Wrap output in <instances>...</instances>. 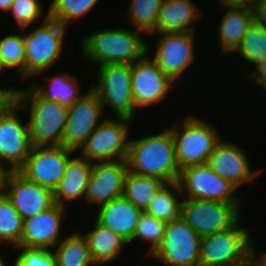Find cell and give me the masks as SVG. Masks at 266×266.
Instances as JSON below:
<instances>
[{
	"label": "cell",
	"instance_id": "obj_1",
	"mask_svg": "<svg viewBox=\"0 0 266 266\" xmlns=\"http://www.w3.org/2000/svg\"><path fill=\"white\" fill-rule=\"evenodd\" d=\"M139 31L112 27L83 35L80 54L90 65L133 64L148 53V44Z\"/></svg>",
	"mask_w": 266,
	"mask_h": 266
},
{
	"label": "cell",
	"instance_id": "obj_2",
	"mask_svg": "<svg viewBox=\"0 0 266 266\" xmlns=\"http://www.w3.org/2000/svg\"><path fill=\"white\" fill-rule=\"evenodd\" d=\"M127 164L134 174L158 178L165 183L177 182L180 168L171 130L166 127L153 135L130 138Z\"/></svg>",
	"mask_w": 266,
	"mask_h": 266
},
{
	"label": "cell",
	"instance_id": "obj_3",
	"mask_svg": "<svg viewBox=\"0 0 266 266\" xmlns=\"http://www.w3.org/2000/svg\"><path fill=\"white\" fill-rule=\"evenodd\" d=\"M12 99L27 113L33 146H62L68 107L41 97L31 86L17 88Z\"/></svg>",
	"mask_w": 266,
	"mask_h": 266
},
{
	"label": "cell",
	"instance_id": "obj_4",
	"mask_svg": "<svg viewBox=\"0 0 266 266\" xmlns=\"http://www.w3.org/2000/svg\"><path fill=\"white\" fill-rule=\"evenodd\" d=\"M173 124L167 127L172 133L180 170L190 165L207 164L215 146L222 140L217 128L193 113Z\"/></svg>",
	"mask_w": 266,
	"mask_h": 266
},
{
	"label": "cell",
	"instance_id": "obj_5",
	"mask_svg": "<svg viewBox=\"0 0 266 266\" xmlns=\"http://www.w3.org/2000/svg\"><path fill=\"white\" fill-rule=\"evenodd\" d=\"M42 19L40 25L33 26L29 32L21 29L25 45L26 80L46 73L64 54L67 28L49 16Z\"/></svg>",
	"mask_w": 266,
	"mask_h": 266
},
{
	"label": "cell",
	"instance_id": "obj_6",
	"mask_svg": "<svg viewBox=\"0 0 266 266\" xmlns=\"http://www.w3.org/2000/svg\"><path fill=\"white\" fill-rule=\"evenodd\" d=\"M239 220L233 227L201 237L200 266H248L254 236Z\"/></svg>",
	"mask_w": 266,
	"mask_h": 266
},
{
	"label": "cell",
	"instance_id": "obj_7",
	"mask_svg": "<svg viewBox=\"0 0 266 266\" xmlns=\"http://www.w3.org/2000/svg\"><path fill=\"white\" fill-rule=\"evenodd\" d=\"M96 84L92 89L98 94L103 109L108 110L114 117L135 118L136 105L133 99L131 64H105L98 66Z\"/></svg>",
	"mask_w": 266,
	"mask_h": 266
},
{
	"label": "cell",
	"instance_id": "obj_8",
	"mask_svg": "<svg viewBox=\"0 0 266 266\" xmlns=\"http://www.w3.org/2000/svg\"><path fill=\"white\" fill-rule=\"evenodd\" d=\"M133 120L110 117L101 122L80 148V155L95 162L127 160L130 125Z\"/></svg>",
	"mask_w": 266,
	"mask_h": 266
},
{
	"label": "cell",
	"instance_id": "obj_9",
	"mask_svg": "<svg viewBox=\"0 0 266 266\" xmlns=\"http://www.w3.org/2000/svg\"><path fill=\"white\" fill-rule=\"evenodd\" d=\"M23 110L10 98L0 109V161L9 171H17L33 147Z\"/></svg>",
	"mask_w": 266,
	"mask_h": 266
},
{
	"label": "cell",
	"instance_id": "obj_10",
	"mask_svg": "<svg viewBox=\"0 0 266 266\" xmlns=\"http://www.w3.org/2000/svg\"><path fill=\"white\" fill-rule=\"evenodd\" d=\"M178 185L184 198L242 204L237 187L214 172L207 164L180 170Z\"/></svg>",
	"mask_w": 266,
	"mask_h": 266
},
{
	"label": "cell",
	"instance_id": "obj_11",
	"mask_svg": "<svg viewBox=\"0 0 266 266\" xmlns=\"http://www.w3.org/2000/svg\"><path fill=\"white\" fill-rule=\"evenodd\" d=\"M201 237L182 218L166 223L163 240L149 256L167 266H200Z\"/></svg>",
	"mask_w": 266,
	"mask_h": 266
},
{
	"label": "cell",
	"instance_id": "obj_12",
	"mask_svg": "<svg viewBox=\"0 0 266 266\" xmlns=\"http://www.w3.org/2000/svg\"><path fill=\"white\" fill-rule=\"evenodd\" d=\"M242 205L183 198L181 217L202 237L233 227Z\"/></svg>",
	"mask_w": 266,
	"mask_h": 266
},
{
	"label": "cell",
	"instance_id": "obj_13",
	"mask_svg": "<svg viewBox=\"0 0 266 266\" xmlns=\"http://www.w3.org/2000/svg\"><path fill=\"white\" fill-rule=\"evenodd\" d=\"M75 153L64 146H33L17 171L27 180L54 191L63 179L68 160Z\"/></svg>",
	"mask_w": 266,
	"mask_h": 266
},
{
	"label": "cell",
	"instance_id": "obj_14",
	"mask_svg": "<svg viewBox=\"0 0 266 266\" xmlns=\"http://www.w3.org/2000/svg\"><path fill=\"white\" fill-rule=\"evenodd\" d=\"M196 33H154L157 37L153 60L158 68L174 82L180 80L190 66L196 62L194 41ZM161 36V37H160Z\"/></svg>",
	"mask_w": 266,
	"mask_h": 266
},
{
	"label": "cell",
	"instance_id": "obj_15",
	"mask_svg": "<svg viewBox=\"0 0 266 266\" xmlns=\"http://www.w3.org/2000/svg\"><path fill=\"white\" fill-rule=\"evenodd\" d=\"M104 112L98 94L91 88L68 107L62 146L78 152L97 126L107 118Z\"/></svg>",
	"mask_w": 266,
	"mask_h": 266
},
{
	"label": "cell",
	"instance_id": "obj_16",
	"mask_svg": "<svg viewBox=\"0 0 266 266\" xmlns=\"http://www.w3.org/2000/svg\"><path fill=\"white\" fill-rule=\"evenodd\" d=\"M147 54H150L149 46L148 53L131 64V85L136 110L163 102L174 87V81L166 76Z\"/></svg>",
	"mask_w": 266,
	"mask_h": 266
},
{
	"label": "cell",
	"instance_id": "obj_17",
	"mask_svg": "<svg viewBox=\"0 0 266 266\" xmlns=\"http://www.w3.org/2000/svg\"><path fill=\"white\" fill-rule=\"evenodd\" d=\"M1 192L23 220L46 211L55 204L53 191L27 180L18 171H9Z\"/></svg>",
	"mask_w": 266,
	"mask_h": 266
},
{
	"label": "cell",
	"instance_id": "obj_18",
	"mask_svg": "<svg viewBox=\"0 0 266 266\" xmlns=\"http://www.w3.org/2000/svg\"><path fill=\"white\" fill-rule=\"evenodd\" d=\"M127 171V160L93 163L89 183L83 192V201L87 205L99 207L123 196Z\"/></svg>",
	"mask_w": 266,
	"mask_h": 266
},
{
	"label": "cell",
	"instance_id": "obj_19",
	"mask_svg": "<svg viewBox=\"0 0 266 266\" xmlns=\"http://www.w3.org/2000/svg\"><path fill=\"white\" fill-rule=\"evenodd\" d=\"M247 157L241 146L222 139L209 156L207 165L239 189L243 184L253 183L262 171V169L252 171Z\"/></svg>",
	"mask_w": 266,
	"mask_h": 266
},
{
	"label": "cell",
	"instance_id": "obj_20",
	"mask_svg": "<svg viewBox=\"0 0 266 266\" xmlns=\"http://www.w3.org/2000/svg\"><path fill=\"white\" fill-rule=\"evenodd\" d=\"M67 209L54 204L46 211L24 220L21 241L18 245L54 249L63 239L62 221L66 218Z\"/></svg>",
	"mask_w": 266,
	"mask_h": 266
},
{
	"label": "cell",
	"instance_id": "obj_21",
	"mask_svg": "<svg viewBox=\"0 0 266 266\" xmlns=\"http://www.w3.org/2000/svg\"><path fill=\"white\" fill-rule=\"evenodd\" d=\"M95 220L131 243L142 213L127 198L120 196L98 207Z\"/></svg>",
	"mask_w": 266,
	"mask_h": 266
},
{
	"label": "cell",
	"instance_id": "obj_22",
	"mask_svg": "<svg viewBox=\"0 0 266 266\" xmlns=\"http://www.w3.org/2000/svg\"><path fill=\"white\" fill-rule=\"evenodd\" d=\"M201 10L192 0H163L154 33H195Z\"/></svg>",
	"mask_w": 266,
	"mask_h": 266
},
{
	"label": "cell",
	"instance_id": "obj_23",
	"mask_svg": "<svg viewBox=\"0 0 266 266\" xmlns=\"http://www.w3.org/2000/svg\"><path fill=\"white\" fill-rule=\"evenodd\" d=\"M93 163L80 154L68 160L63 179L53 191L55 204L68 208L67 203L82 200L83 192L89 183ZM82 198V199H81Z\"/></svg>",
	"mask_w": 266,
	"mask_h": 266
},
{
	"label": "cell",
	"instance_id": "obj_24",
	"mask_svg": "<svg viewBox=\"0 0 266 266\" xmlns=\"http://www.w3.org/2000/svg\"><path fill=\"white\" fill-rule=\"evenodd\" d=\"M225 14L221 18L217 31L221 52L234 54L239 48L246 31L251 25L252 14L249 6L224 7Z\"/></svg>",
	"mask_w": 266,
	"mask_h": 266
},
{
	"label": "cell",
	"instance_id": "obj_25",
	"mask_svg": "<svg viewBox=\"0 0 266 266\" xmlns=\"http://www.w3.org/2000/svg\"><path fill=\"white\" fill-rule=\"evenodd\" d=\"M93 228L87 233H82L86 238L90 255L97 266H103L117 260L129 243L119 234L102 226L94 219Z\"/></svg>",
	"mask_w": 266,
	"mask_h": 266
},
{
	"label": "cell",
	"instance_id": "obj_26",
	"mask_svg": "<svg viewBox=\"0 0 266 266\" xmlns=\"http://www.w3.org/2000/svg\"><path fill=\"white\" fill-rule=\"evenodd\" d=\"M44 83L33 82L30 86L43 98L53 102H58L66 107L72 106L78 99L82 98L91 88L83 93L81 91V82L76 76L68 72L56 74L55 76L44 77Z\"/></svg>",
	"mask_w": 266,
	"mask_h": 266
},
{
	"label": "cell",
	"instance_id": "obj_27",
	"mask_svg": "<svg viewBox=\"0 0 266 266\" xmlns=\"http://www.w3.org/2000/svg\"><path fill=\"white\" fill-rule=\"evenodd\" d=\"M67 236L53 249L57 266H97L91 258L87 240L81 231L77 229Z\"/></svg>",
	"mask_w": 266,
	"mask_h": 266
},
{
	"label": "cell",
	"instance_id": "obj_28",
	"mask_svg": "<svg viewBox=\"0 0 266 266\" xmlns=\"http://www.w3.org/2000/svg\"><path fill=\"white\" fill-rule=\"evenodd\" d=\"M183 196L178 182L165 183L150 201L146 213L166 223L181 217Z\"/></svg>",
	"mask_w": 266,
	"mask_h": 266
},
{
	"label": "cell",
	"instance_id": "obj_29",
	"mask_svg": "<svg viewBox=\"0 0 266 266\" xmlns=\"http://www.w3.org/2000/svg\"><path fill=\"white\" fill-rule=\"evenodd\" d=\"M164 184L165 182L158 178L137 175L128 170L124 181L123 196L135 207L145 212L150 201Z\"/></svg>",
	"mask_w": 266,
	"mask_h": 266
},
{
	"label": "cell",
	"instance_id": "obj_30",
	"mask_svg": "<svg viewBox=\"0 0 266 266\" xmlns=\"http://www.w3.org/2000/svg\"><path fill=\"white\" fill-rule=\"evenodd\" d=\"M163 0H131L127 9V17L131 28L143 36L154 34L156 22Z\"/></svg>",
	"mask_w": 266,
	"mask_h": 266
},
{
	"label": "cell",
	"instance_id": "obj_31",
	"mask_svg": "<svg viewBox=\"0 0 266 266\" xmlns=\"http://www.w3.org/2000/svg\"><path fill=\"white\" fill-rule=\"evenodd\" d=\"M0 64L5 71L15 68L20 79H26L25 45L21 29L19 34L9 33L0 37Z\"/></svg>",
	"mask_w": 266,
	"mask_h": 266
},
{
	"label": "cell",
	"instance_id": "obj_32",
	"mask_svg": "<svg viewBox=\"0 0 266 266\" xmlns=\"http://www.w3.org/2000/svg\"><path fill=\"white\" fill-rule=\"evenodd\" d=\"M24 220L8 198L0 192V243L16 246L21 241Z\"/></svg>",
	"mask_w": 266,
	"mask_h": 266
},
{
	"label": "cell",
	"instance_id": "obj_33",
	"mask_svg": "<svg viewBox=\"0 0 266 266\" xmlns=\"http://www.w3.org/2000/svg\"><path fill=\"white\" fill-rule=\"evenodd\" d=\"M236 54L250 65L266 60V29L252 22Z\"/></svg>",
	"mask_w": 266,
	"mask_h": 266
},
{
	"label": "cell",
	"instance_id": "obj_34",
	"mask_svg": "<svg viewBox=\"0 0 266 266\" xmlns=\"http://www.w3.org/2000/svg\"><path fill=\"white\" fill-rule=\"evenodd\" d=\"M99 0H52L48 7L49 18L62 23L66 28L71 21H76L89 13Z\"/></svg>",
	"mask_w": 266,
	"mask_h": 266
},
{
	"label": "cell",
	"instance_id": "obj_35",
	"mask_svg": "<svg viewBox=\"0 0 266 266\" xmlns=\"http://www.w3.org/2000/svg\"><path fill=\"white\" fill-rule=\"evenodd\" d=\"M166 222L158 220L153 215H150L146 212H142L137 227L133 236L132 242H136V240H141L143 243H147L146 245H150L147 254L145 255L151 256L156 249L160 246L164 232H165Z\"/></svg>",
	"mask_w": 266,
	"mask_h": 266
},
{
	"label": "cell",
	"instance_id": "obj_36",
	"mask_svg": "<svg viewBox=\"0 0 266 266\" xmlns=\"http://www.w3.org/2000/svg\"><path fill=\"white\" fill-rule=\"evenodd\" d=\"M40 0H13L9 13L12 15L15 26L19 29L28 27L42 16H49V11L44 14V5Z\"/></svg>",
	"mask_w": 266,
	"mask_h": 266
},
{
	"label": "cell",
	"instance_id": "obj_37",
	"mask_svg": "<svg viewBox=\"0 0 266 266\" xmlns=\"http://www.w3.org/2000/svg\"><path fill=\"white\" fill-rule=\"evenodd\" d=\"M12 247L18 252L14 260L21 266H57L53 249L23 245Z\"/></svg>",
	"mask_w": 266,
	"mask_h": 266
},
{
	"label": "cell",
	"instance_id": "obj_38",
	"mask_svg": "<svg viewBox=\"0 0 266 266\" xmlns=\"http://www.w3.org/2000/svg\"><path fill=\"white\" fill-rule=\"evenodd\" d=\"M254 65V70L250 71L247 74L246 80L252 82L255 85H258L260 89H263V92H266V60L260 61L259 63L252 64Z\"/></svg>",
	"mask_w": 266,
	"mask_h": 266
},
{
	"label": "cell",
	"instance_id": "obj_39",
	"mask_svg": "<svg viewBox=\"0 0 266 266\" xmlns=\"http://www.w3.org/2000/svg\"><path fill=\"white\" fill-rule=\"evenodd\" d=\"M249 7L253 23L266 29V0H252Z\"/></svg>",
	"mask_w": 266,
	"mask_h": 266
},
{
	"label": "cell",
	"instance_id": "obj_40",
	"mask_svg": "<svg viewBox=\"0 0 266 266\" xmlns=\"http://www.w3.org/2000/svg\"><path fill=\"white\" fill-rule=\"evenodd\" d=\"M256 243L255 239L253 240V243H252V259H251V263L254 265V266H266V252H263L262 253V256H258V251H256Z\"/></svg>",
	"mask_w": 266,
	"mask_h": 266
},
{
	"label": "cell",
	"instance_id": "obj_41",
	"mask_svg": "<svg viewBox=\"0 0 266 266\" xmlns=\"http://www.w3.org/2000/svg\"><path fill=\"white\" fill-rule=\"evenodd\" d=\"M216 1V0H215ZM223 7H244L250 6L252 0H217ZM222 4V5H221Z\"/></svg>",
	"mask_w": 266,
	"mask_h": 266
},
{
	"label": "cell",
	"instance_id": "obj_42",
	"mask_svg": "<svg viewBox=\"0 0 266 266\" xmlns=\"http://www.w3.org/2000/svg\"><path fill=\"white\" fill-rule=\"evenodd\" d=\"M17 89L15 88H0V109L4 106V104L13 97L14 92Z\"/></svg>",
	"mask_w": 266,
	"mask_h": 266
},
{
	"label": "cell",
	"instance_id": "obj_43",
	"mask_svg": "<svg viewBox=\"0 0 266 266\" xmlns=\"http://www.w3.org/2000/svg\"><path fill=\"white\" fill-rule=\"evenodd\" d=\"M9 170L6 168V166L0 161V192L2 190V187L4 186L7 174Z\"/></svg>",
	"mask_w": 266,
	"mask_h": 266
},
{
	"label": "cell",
	"instance_id": "obj_44",
	"mask_svg": "<svg viewBox=\"0 0 266 266\" xmlns=\"http://www.w3.org/2000/svg\"><path fill=\"white\" fill-rule=\"evenodd\" d=\"M13 3V0H0V11L8 13L11 5Z\"/></svg>",
	"mask_w": 266,
	"mask_h": 266
},
{
	"label": "cell",
	"instance_id": "obj_45",
	"mask_svg": "<svg viewBox=\"0 0 266 266\" xmlns=\"http://www.w3.org/2000/svg\"><path fill=\"white\" fill-rule=\"evenodd\" d=\"M8 260H6L3 255L1 254L0 251V266H13L12 264L9 265V263L7 262Z\"/></svg>",
	"mask_w": 266,
	"mask_h": 266
},
{
	"label": "cell",
	"instance_id": "obj_46",
	"mask_svg": "<svg viewBox=\"0 0 266 266\" xmlns=\"http://www.w3.org/2000/svg\"><path fill=\"white\" fill-rule=\"evenodd\" d=\"M11 262H12L13 266H21V265H19L15 260H13V261H11Z\"/></svg>",
	"mask_w": 266,
	"mask_h": 266
},
{
	"label": "cell",
	"instance_id": "obj_47",
	"mask_svg": "<svg viewBox=\"0 0 266 266\" xmlns=\"http://www.w3.org/2000/svg\"><path fill=\"white\" fill-rule=\"evenodd\" d=\"M5 70L2 68V66H1V64H0V74L2 73V72H4Z\"/></svg>",
	"mask_w": 266,
	"mask_h": 266
}]
</instances>
